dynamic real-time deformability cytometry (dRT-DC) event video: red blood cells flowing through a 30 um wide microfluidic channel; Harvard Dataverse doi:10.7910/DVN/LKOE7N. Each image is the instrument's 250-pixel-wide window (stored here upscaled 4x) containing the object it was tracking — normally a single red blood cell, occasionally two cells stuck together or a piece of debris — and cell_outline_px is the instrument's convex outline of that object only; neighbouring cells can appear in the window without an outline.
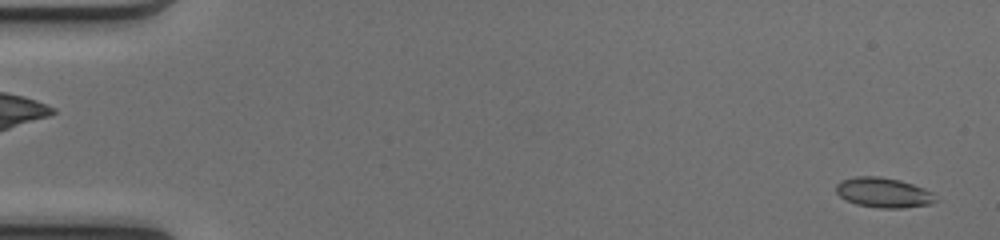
{"species": "common noctule bat (a hibernating species)", "species_latin": "Nyctalus noctula", "temperature_condition": "cold", "stored_images_in_passage": 50, "camera_frame_rate_fps": 3000, "um_per_image_px": 0.085, "animal": {"sex": "female", "body_mass_g": 17.0, "forearm_length_mm": 48.0}, "frame": {"image": 1, "passage_image": 2, "time_ms": 0.333, "image_size_px": [1000, 240], "cell_outline_px": [[940, 200], [928, 204], [900, 208], [880, 208], [856, 204], [840, 196], [836, 192], [836, 184], [840, 180], [856, 176], [880, 176], [900, 180], [924, 188], [932, 192]], "centroid_in_image_um": [75.1, 16.36], "position_along_channel_um": 9.9, "area_um2": 17.4}}
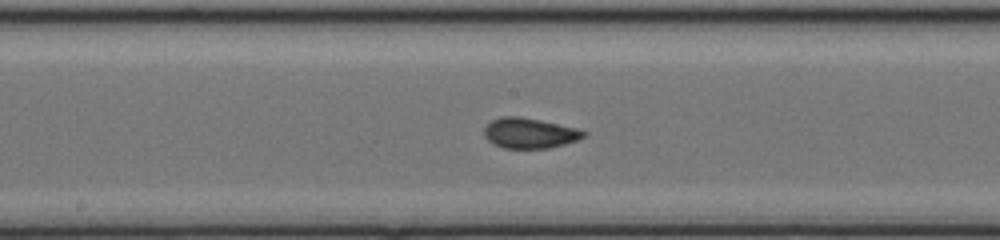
{"frame": {"image": 2, "passage_image": 27, "time_ms": 8.667, "image_size_px": [1000, 240], "cell_outline_px": [[588, 132], [580, 140], [548, 148], [504, 148], [492, 144], [484, 136], [484, 128], [492, 120], [500, 116], [520, 116], [540, 120], [576, 128]], "centroid_in_image_um": [45.0, 11.31], "position_along_channel_um": 203.2, "area_um2": 17.63}}
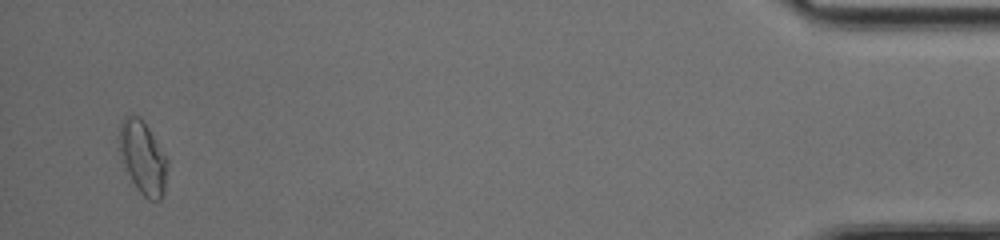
{"frame": {"image": 3, "passage_image": 49, "time_ms": 16.0, "image_size_px": [1000, 240], "cell_outline_px": [[168, 164], [164, 192], [160, 200], [148, 200], [136, 188], [120, 160], [120, 124], [124, 116], [128, 112], [132, 112], [140, 116], [144, 120], [168, 160]], "centroid_in_image_um": [12.13, 13.35], "position_along_channel_um": 423.1, "area_um2": 20.81}, "authors_computed_cell_mechanics": {"area_um2": 17.5134, "velocity_mm_per_s": 4.1381, "shape_relaxation_time_tau1_ms": null, "shape_relaxation_time_tau2_ms": 0.7548, "deformation_change_tau1": null, "deformation_change_tau2": 0.0547}}